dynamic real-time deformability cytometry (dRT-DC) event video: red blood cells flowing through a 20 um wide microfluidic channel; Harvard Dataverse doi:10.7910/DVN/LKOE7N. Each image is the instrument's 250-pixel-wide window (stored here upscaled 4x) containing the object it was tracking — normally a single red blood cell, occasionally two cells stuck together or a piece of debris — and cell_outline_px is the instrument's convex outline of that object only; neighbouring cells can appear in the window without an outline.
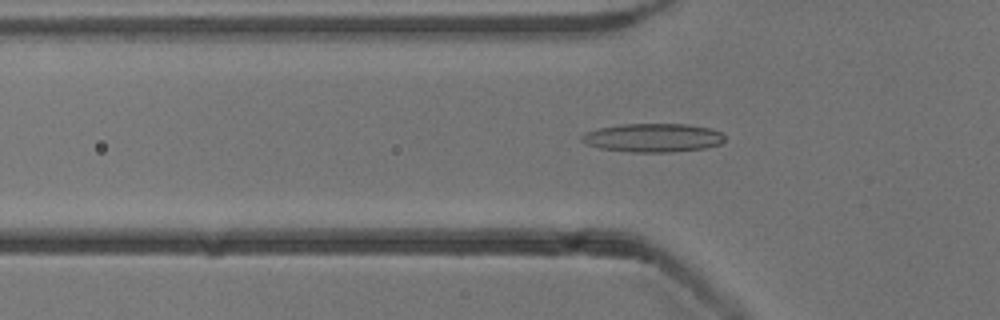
{"species": "common noctule bat (a hibernating species)", "species_latin": "Nyctalus noctula", "temperature_condition": "cold", "stored_images_in_passage": 39, "camera_frame_rate_fps": 3000, "um_per_image_px": 0.085, "animal": {"sex": "male", "body_mass_g": 13.3}, "frame": {"image": 1, "passage_image": 9, "time_ms": 2.667, "image_size_px": [1000, 320], "cell_outline_px": [[724, 140], [720, 144], [704, 148], [672, 152], [632, 152], [600, 148], [588, 144], [580, 140], [580, 136], [588, 132], [600, 128], [624, 124], [688, 124], [708, 128], [720, 132], [724, 136]], "centroid_in_image_um": [55.51, 11.71], "position_along_channel_um": 70.3, "area_um2": 23.58}}
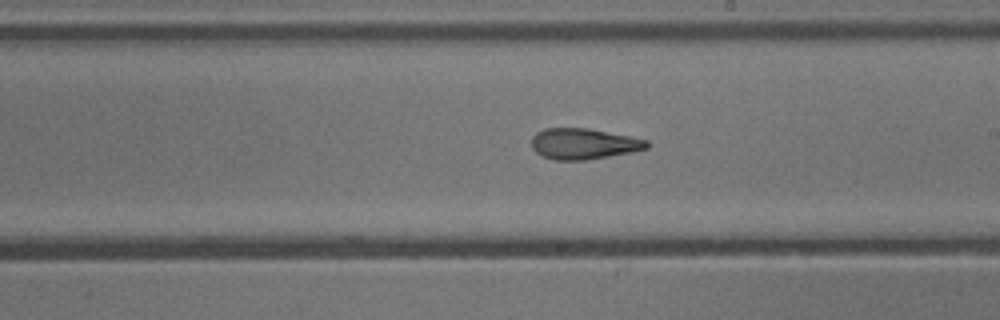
{"frame": {"image": 2, "passage_image": 22, "time_ms": 7.0, "image_size_px": [1000, 320], "cell_outline_px": [[648, 148], [632, 152], [584, 160], [552, 160], [540, 156], [532, 148], [532, 136], [536, 132], [544, 128], [588, 128], [648, 140]], "centroid_in_image_um": [49.56, 12.22], "position_along_channel_um": 239.4, "area_um2": 20.75}}
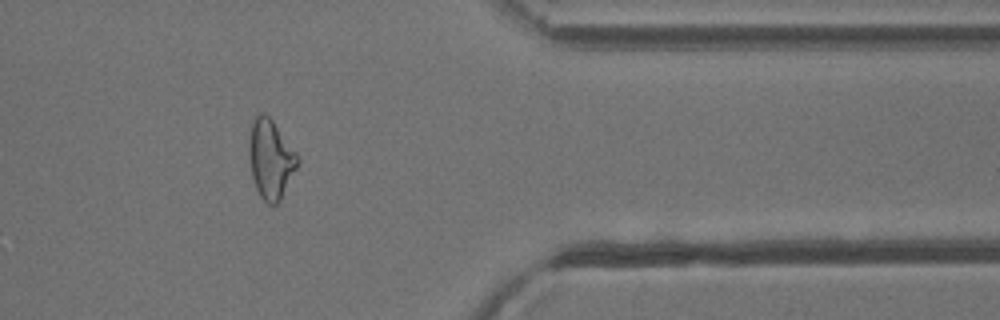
{"frame": {"image": 3, "passage_image": 35, "time_ms": 11.333, "image_size_px": [1000, 320], "cell_outline_px": [[300, 160], [280, 200], [276, 204], [268, 204], [260, 196], [256, 188], [252, 176], [248, 156], [248, 140], [252, 120], [260, 112], [264, 112], [272, 120], [300, 156]], "centroid_in_image_um": [22.99, 13.49], "position_along_channel_um": 388.4, "area_um2": 22.48}, "authors_computed_cell_mechanics": {"area_um2": 21.1548, "velocity_mm_per_s": 3.8761, "shape_relaxation_time_tau1_ms": null, "shape_relaxation_time_tau2_ms": 2.3915, "deformation_change_tau1": null, "deformation_change_tau2": 0.1182}}